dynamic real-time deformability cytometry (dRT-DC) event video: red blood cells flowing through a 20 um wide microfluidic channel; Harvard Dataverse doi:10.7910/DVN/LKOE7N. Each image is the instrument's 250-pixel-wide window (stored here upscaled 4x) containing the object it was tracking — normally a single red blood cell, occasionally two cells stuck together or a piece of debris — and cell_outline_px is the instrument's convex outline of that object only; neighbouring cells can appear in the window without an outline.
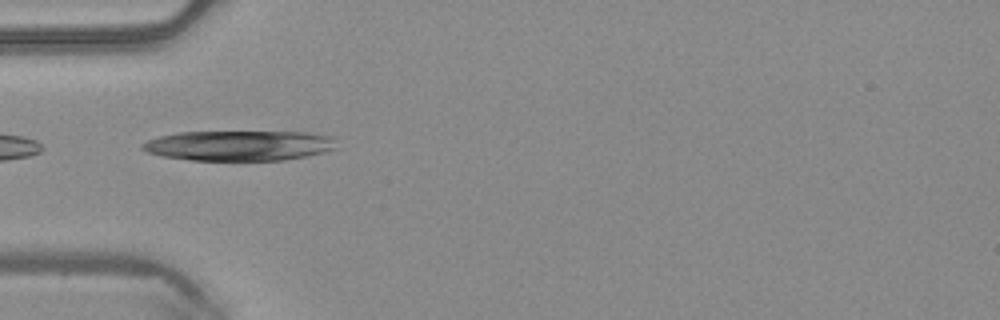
{"species": "common noctule bat (a hibernating species)", "species_latin": "Nyctalus noctula", "temperature_condition": "warm", "stored_images_in_passage": 4, "camera_frame_rate_fps": 3000, "um_per_image_px": 0.085, "animal": {"sex": "male", "body_mass_g": 20.4}, "frame": {"image": 1, "passage_image": 4, "time_ms": 1.0, "image_size_px": [1000, 320], "cell_outline_px": [[336, 148], [324, 152], [284, 160], [192, 160], [160, 156], [148, 152], [140, 148], [140, 144], [148, 140], [160, 136], [180, 132], [308, 132], [332, 136]], "centroid_in_image_um": [20.3, 12.37], "position_along_channel_um": 64.7, "area_um2": 34.04}}